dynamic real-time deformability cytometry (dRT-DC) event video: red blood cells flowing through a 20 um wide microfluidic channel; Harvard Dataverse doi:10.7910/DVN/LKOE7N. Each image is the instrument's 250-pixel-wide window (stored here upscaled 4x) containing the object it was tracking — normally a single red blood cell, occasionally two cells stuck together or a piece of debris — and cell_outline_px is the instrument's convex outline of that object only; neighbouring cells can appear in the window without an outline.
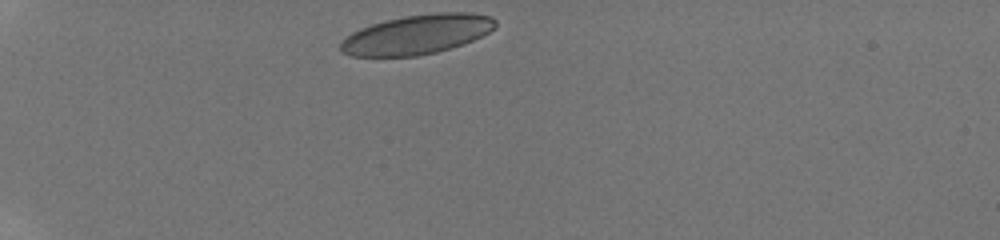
{"species": "human", "species_latin": "Homo sapiens", "temperature_condition": "room temperature", "stored_images_in_passage": 8, "camera_frame_rate_fps": 3000, "um_per_image_px": 0.085, "donor": {"sex": "male"}, "frame": {"image": 1, "passage_image": 1, "time_ms": 0.0, "image_size_px": [1000, 240], "cell_outline_px": [[496, 24], [488, 32], [472, 40], [436, 52], [416, 56], [352, 56], [344, 52], [340, 48], [340, 44], [352, 32], [360, 28], [372, 24], [404, 16], [436, 12], [472, 12], [492, 16], [496, 20]], "centroid_in_image_um": [35.46, 2.91], "position_along_channel_um": 49.5, "area_um2": 35.2}}
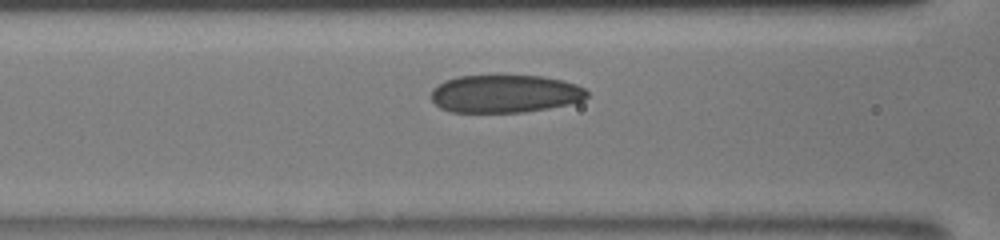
{"frame": {"image": 2, "passage_image": 5, "time_ms": 3.0, "image_size_px": [1000, 240], "cell_outline_px": [[588, 96], [584, 100], [568, 104], [548, 108], [524, 112], [452, 112], [440, 108], [432, 100], [432, 88], [444, 80], [460, 76], [540, 76], [564, 80], [576, 84], [584, 88], [588, 92]], "centroid_in_image_um": [42.93, 7.97], "position_along_channel_um": 123.7, "area_um2": 34.39}}
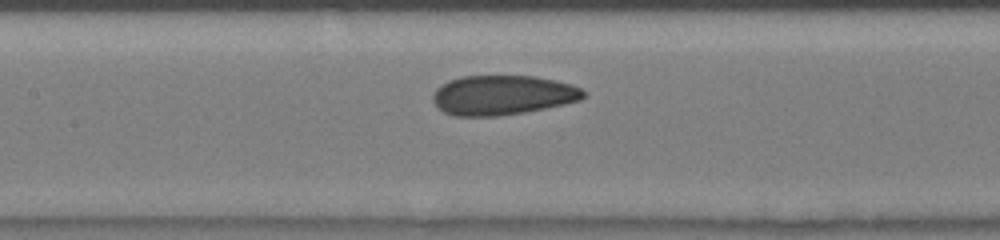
{"frame": {"image": 3, "passage_image": 7, "time_ms": 4.0, "image_size_px": [1000, 240], "cell_outline_px": [[588, 92], [580, 100], [564, 104], [524, 112], [496, 116], [456, 116], [444, 112], [432, 100], [432, 96], [436, 88], [448, 80], [460, 76], [536, 76], [556, 80], [572, 84]], "centroid_in_image_um": [42.73, 8.07], "position_along_channel_um": 164.7, "area_um2": 34.85}}